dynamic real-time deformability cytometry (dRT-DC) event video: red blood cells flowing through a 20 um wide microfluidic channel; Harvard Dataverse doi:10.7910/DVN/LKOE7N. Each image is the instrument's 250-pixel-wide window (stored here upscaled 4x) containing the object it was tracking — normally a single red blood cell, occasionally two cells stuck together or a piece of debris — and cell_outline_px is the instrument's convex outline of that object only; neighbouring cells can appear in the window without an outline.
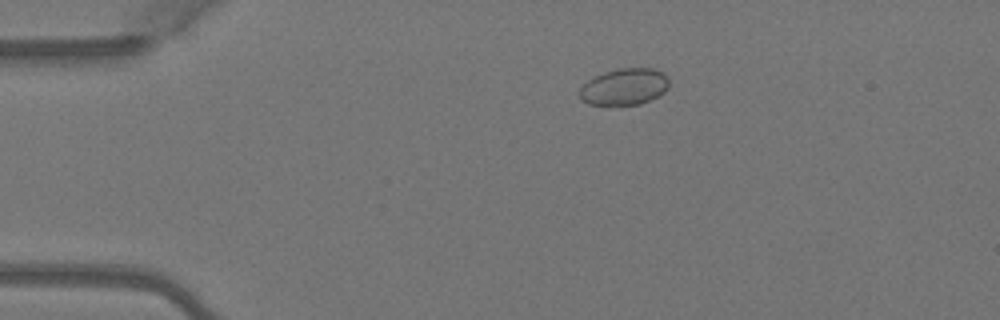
{"species": "Egyptian fruit bat (a non-hibernating species)", "species_latin": "Rousettus aegyptiacus", "temperature_condition": "warm", "stored_images_in_passage": 5, "camera_frame_rate_fps": 3000, "um_per_image_px": 0.085, "animal": {"sex": "female"}, "frame": {"image": 1, "passage_image": 3, "time_ms": 0.667, "image_size_px": [1000, 320], "cell_outline_px": [[668, 88], [660, 96], [640, 104], [588, 104], [580, 100], [580, 88], [588, 80], [604, 72], [620, 68], [652, 68], [664, 72], [668, 76]], "centroid_in_image_um": [53.1, 7.36], "position_along_channel_um": 31.9, "area_um2": 19.07}}
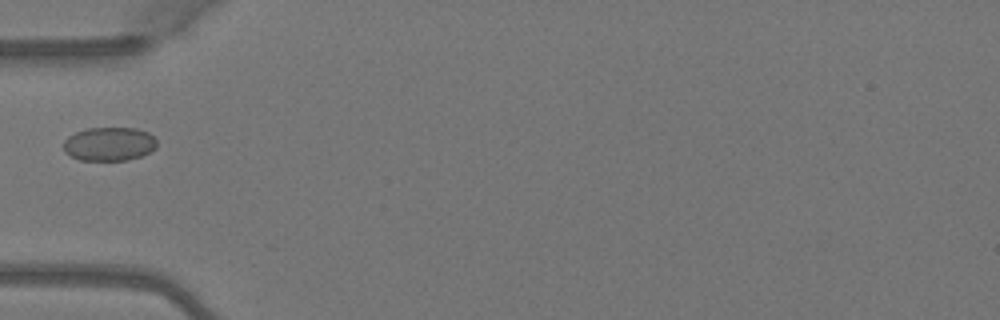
{"frame": {"image": 2, "passage_image": 5, "time_ms": 1.333, "image_size_px": [1000, 320], "cell_outline_px": [[156, 148], [140, 156], [128, 160], [80, 160], [64, 152], [64, 140], [68, 136], [76, 132], [88, 128], [136, 128], [148, 132], [156, 140]], "centroid_in_image_um": [9.27, 12.23], "position_along_channel_um": 75.7, "area_um2": 18.26}}